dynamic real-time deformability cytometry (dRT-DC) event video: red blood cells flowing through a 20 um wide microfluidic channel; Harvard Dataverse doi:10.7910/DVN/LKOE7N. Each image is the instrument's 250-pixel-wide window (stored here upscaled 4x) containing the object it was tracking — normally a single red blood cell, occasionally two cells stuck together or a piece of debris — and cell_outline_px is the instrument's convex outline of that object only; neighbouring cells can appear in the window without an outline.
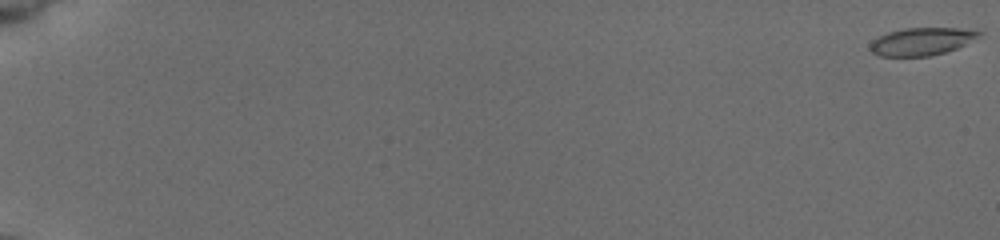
{"species": "common noctule bat (a hibernating species)", "species_latin": "Nyctalus noctula", "temperature_condition": "cold", "stored_images_in_passage": 21, "camera_frame_rate_fps": 3000, "um_per_image_px": 0.085, "animal": {"sex": "female", "body_mass_g": 19.5, "forearm_length_mm": 54.1}, "frame": {"image": 1, "passage_image": 1, "time_ms": 0.0, "image_size_px": [1000, 240], "cell_outline_px": [[984, 32], [980, 36], [956, 48], [944, 52], [928, 56], [880, 56], [872, 52], [868, 48], [868, 44], [872, 40], [888, 32], [904, 28], [956, 28]], "centroid_in_image_um": [78.28, 3.52], "position_along_channel_um": 6.7, "area_um2": 17.4}}
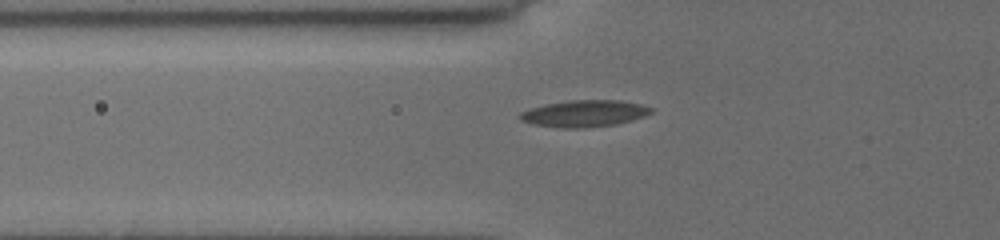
{"frame": {"image": 2, "passage_image": 16, "time_ms": 5.0, "image_size_px": [1000, 240], "cell_outline_px": [[652, 112], [644, 116], [632, 120], [616, 124], [588, 128], [560, 128], [532, 124], [520, 120], [516, 116], [520, 112], [532, 108], [548, 104], [572, 100], [620, 100], [640, 104], [652, 108]], "centroid_in_image_um": [49.65, 9.66], "position_along_channel_um": 76.2, "area_um2": 20.4}}
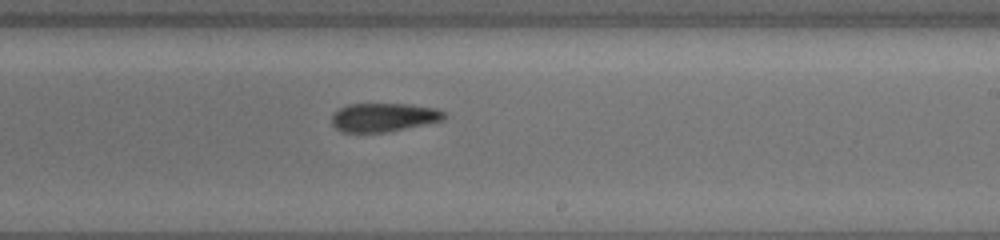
{"frame": {"image": 3, "passage_image": 21, "time_ms": 6.667, "image_size_px": [1000, 240], "cell_outline_px": [[448, 116], [444, 120], [388, 132], [344, 132], [336, 128], [332, 124], [332, 112], [348, 104], [412, 104], [436, 108], [444, 112]], "centroid_in_image_um": [32.63, 9.97], "position_along_channel_um": 256.4, "area_um2": 18.9}}